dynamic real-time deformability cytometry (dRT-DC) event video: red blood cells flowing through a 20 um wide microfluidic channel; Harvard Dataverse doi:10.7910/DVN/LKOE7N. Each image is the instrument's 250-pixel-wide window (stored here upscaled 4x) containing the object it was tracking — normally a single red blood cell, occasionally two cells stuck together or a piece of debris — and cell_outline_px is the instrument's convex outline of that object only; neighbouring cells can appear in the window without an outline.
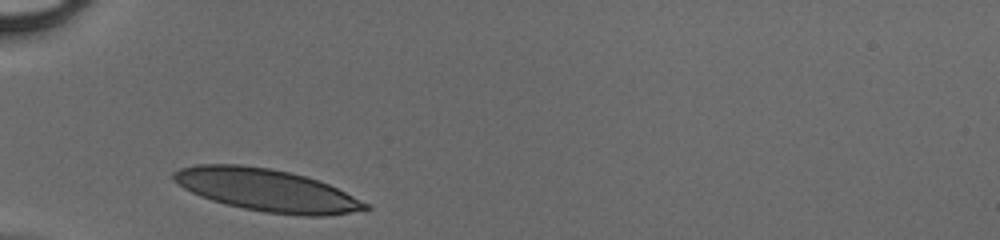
{"species": "human", "species_latin": "Homo sapiens", "temperature_condition": "cold", "stored_images_in_passage": 25, "camera_frame_rate_fps": 3000, "um_per_image_px": 0.085, "donor": {"sex": "male"}, "frame": {"image": 1, "passage_image": 1, "time_ms": 0.0, "image_size_px": [1000, 240], "cell_outline_px": [[372, 208], [324, 216], [304, 216], [264, 212], [244, 208], [212, 200], [200, 196], [184, 188], [172, 180], [172, 172], [180, 168], [196, 164], [240, 164], [268, 168], [288, 172], [304, 176], [328, 184], [368, 204]], "centroid_in_image_um": [22.6, 16.15], "position_along_channel_um": 62.4, "area_um2": 46.76}}
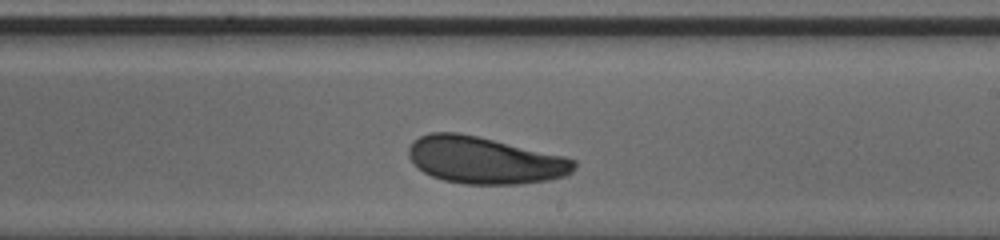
{"frame": {"image": 2, "passage_image": 15, "time_ms": 4.667, "image_size_px": [1000, 240], "cell_outline_px": [[576, 168], [572, 172], [564, 176], [548, 180], [520, 184], [464, 184], [444, 180], [432, 176], [424, 172], [408, 156], [408, 148], [412, 140], [428, 132], [456, 132], [476, 136], [564, 156], [576, 160]], "centroid_in_image_um": [41.19, 13.62], "position_along_channel_um": 247.8, "area_um2": 45.08}}
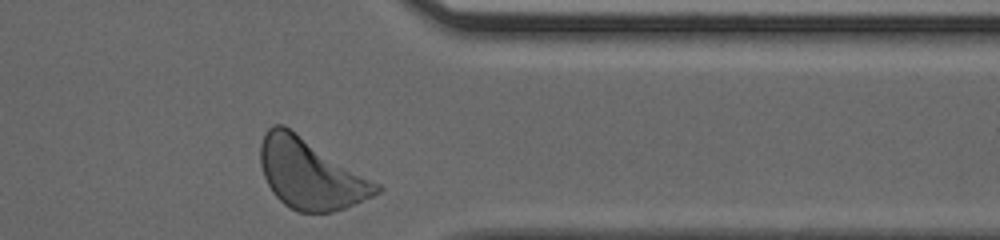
{"frame": {"image": 3, "passage_image": 25, "time_ms": 8.0, "image_size_px": [1000, 240], "cell_outline_px": [[384, 188], [380, 192], [372, 196], [344, 208], [332, 212], [296, 212], [284, 204], [272, 192], [264, 176], [260, 164], [260, 144], [264, 132], [272, 124], [284, 124], [380, 184]], "centroid_in_image_um": [26.36, 14.77], "position_along_channel_um": 385.0, "area_um2": 47.34}}